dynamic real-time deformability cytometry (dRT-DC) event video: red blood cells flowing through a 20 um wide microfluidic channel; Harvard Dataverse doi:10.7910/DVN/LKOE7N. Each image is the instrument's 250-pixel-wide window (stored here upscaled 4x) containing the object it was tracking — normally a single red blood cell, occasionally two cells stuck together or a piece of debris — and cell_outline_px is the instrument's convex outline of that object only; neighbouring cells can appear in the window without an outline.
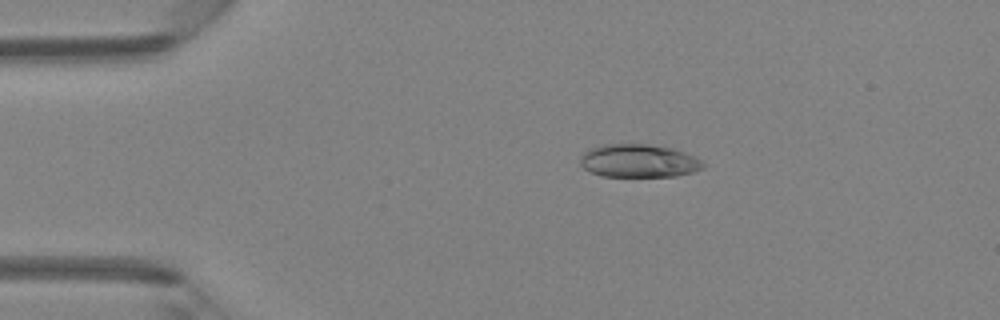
{"species": "Egyptian fruit bat (a non-hibernating species)", "species_latin": "Rousettus aegyptiacus", "temperature_condition": "room temperature", "stored_images_in_passage": 3, "camera_frame_rate_fps": 3000, "um_per_image_px": 0.085, "animal": {"sex": "female"}, "frame": {"image": 1, "passage_image": 2, "time_ms": 1.0, "image_size_px": [1000, 320], "cell_outline_px": [[704, 168], [692, 172], [676, 176], [604, 176], [592, 172], [584, 168], [580, 164], [580, 156], [588, 148], [600, 144], [648, 144], [672, 148], [696, 156], [704, 164]], "centroid_in_image_um": [54.28, 13.66], "position_along_channel_um": 30.7, "area_um2": 23.81}}